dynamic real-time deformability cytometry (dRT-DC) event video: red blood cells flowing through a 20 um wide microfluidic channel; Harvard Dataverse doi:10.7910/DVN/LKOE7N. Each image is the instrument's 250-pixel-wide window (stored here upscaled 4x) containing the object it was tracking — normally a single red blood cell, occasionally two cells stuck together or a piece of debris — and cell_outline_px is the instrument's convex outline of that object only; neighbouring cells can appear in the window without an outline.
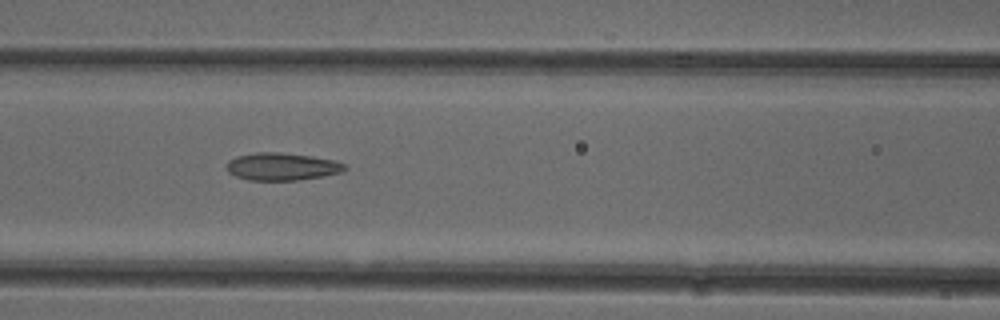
{"species": "common noctule bat (a hibernating species)", "species_latin": "Nyctalus noctula", "temperature_condition": "cold", "stored_images_in_passage": 39, "camera_frame_rate_fps": 3000, "um_per_image_px": 0.085, "animal": {"sex": "female"}, "frame": {"image": 1, "passage_image": 9, "time_ms": 2.667, "image_size_px": [1000, 320], "cell_outline_px": [[348, 168], [340, 172], [320, 176], [296, 180], [248, 180], [236, 176], [228, 172], [228, 160], [236, 156], [256, 152], [280, 152], [312, 156], [336, 160], [344, 164]], "centroid_in_image_um": [23.96, 14.14], "position_along_channel_um": 142.6, "area_um2": 18.84}}
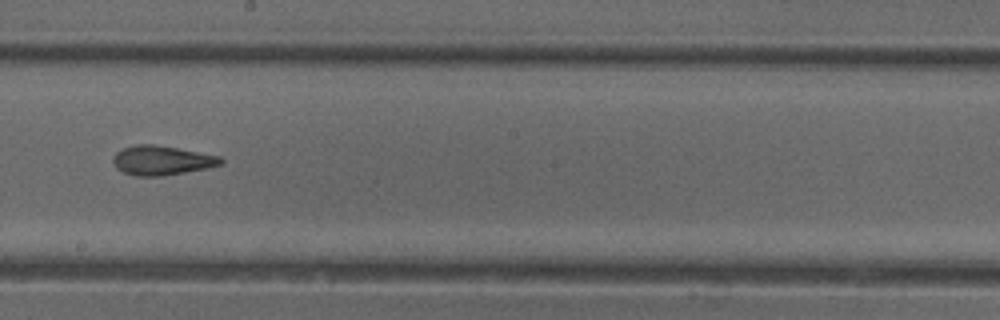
{"frame": {"image": 2, "passage_image": 16, "time_ms": 5.0, "image_size_px": [1000, 320], "cell_outline_px": [[224, 164], [208, 168], [164, 176], [136, 176], [124, 172], [116, 168], [112, 160], [112, 156], [116, 152], [124, 148], [136, 144], [156, 144], [220, 156], [224, 160]], "centroid_in_image_um": [13.76, 13.63], "position_along_channel_um": 234.4, "area_um2": 18.61}}
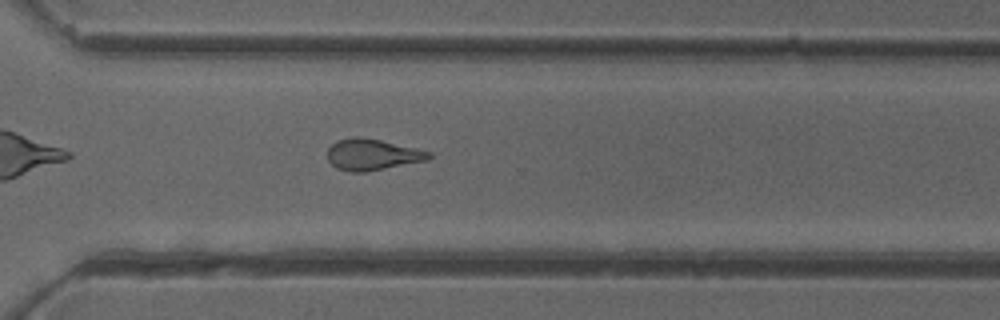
{"frame": {"image": 3, "passage_image": 24, "time_ms": 7.667, "image_size_px": [1000, 320], "cell_outline_px": [[432, 156], [428, 160], [364, 172], [348, 172], [336, 168], [328, 160], [328, 148], [336, 140], [356, 136], [360, 136], [380, 140], [416, 148], [432, 152]], "centroid_in_image_um": [31.63, 13.13], "position_along_channel_um": 339.0, "area_um2": 18.5}, "authors_computed_cell_mechanics": {"area_um2": 18.6116, "velocity_mm_per_s": 3.9405, "shape_relaxation_time_tau1_ms": null, "shape_relaxation_time_tau2_ms": 2.676, "deformation_change_tau1": null, "deformation_change_tau2": 0.1186}}